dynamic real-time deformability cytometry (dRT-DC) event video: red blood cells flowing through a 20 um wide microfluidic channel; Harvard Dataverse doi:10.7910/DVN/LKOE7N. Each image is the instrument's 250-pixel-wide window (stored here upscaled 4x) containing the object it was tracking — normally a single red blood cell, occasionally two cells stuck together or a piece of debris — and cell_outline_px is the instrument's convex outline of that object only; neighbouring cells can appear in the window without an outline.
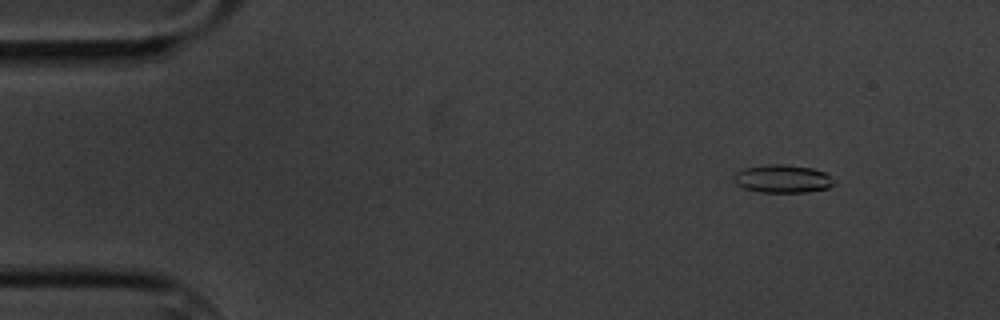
{"species": "common noctule bat (a hibernating species)", "species_latin": "Nyctalus noctula", "temperature_condition": "cold", "stored_images_in_passage": 5, "camera_frame_rate_fps": 3000, "um_per_image_px": 0.085, "animal": {"sex": "male", "body_mass_g": 20.1, "forearm_length_mm": 53.5}, "frame": {"image": 1, "passage_image": 2, "time_ms": 1.0, "image_size_px": [1000, 320], "cell_outline_px": [[836, 184], [828, 188], [808, 192], [760, 192], [744, 188], [736, 184], [732, 180], [732, 176], [736, 172], [744, 168], [768, 164], [780, 164], [812, 168], [824, 172]], "centroid_in_image_um": [66.48, 15.2], "position_along_channel_um": 18.5, "area_um2": 16.36}}